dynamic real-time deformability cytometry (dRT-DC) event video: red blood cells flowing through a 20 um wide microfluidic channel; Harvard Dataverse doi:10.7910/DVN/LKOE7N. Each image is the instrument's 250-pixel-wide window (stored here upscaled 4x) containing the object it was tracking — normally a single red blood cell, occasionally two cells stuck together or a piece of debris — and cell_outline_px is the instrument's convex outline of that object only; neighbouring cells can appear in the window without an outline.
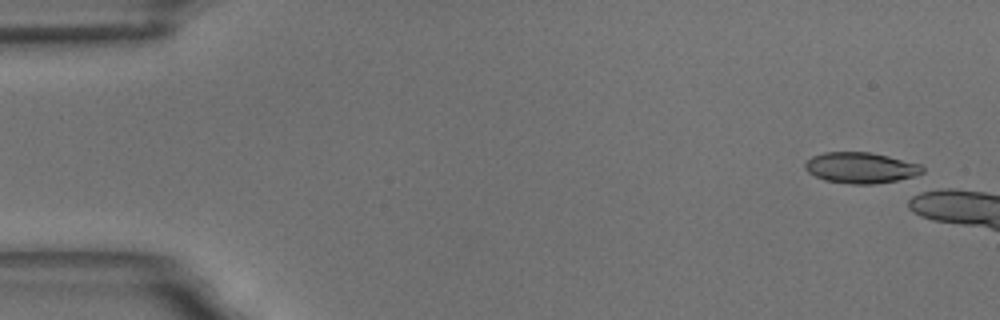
{"species": "common noctule bat (a hibernating species)", "species_latin": "Nyctalus noctula", "temperature_condition": "room temperature", "stored_images_in_passage": 3, "camera_frame_rate_fps": 3000, "um_per_image_px": 0.085, "animal": {"sex": "male", "body_mass_g": 18.8}, "frame": {"image": 1, "passage_image": 1, "time_ms": 0.0, "image_size_px": [1000, 320], "cell_outline_px": [[924, 172], [916, 180], [872, 184], [852, 184], [824, 180], [808, 172], [804, 168], [804, 164], [812, 156], [824, 152], [868, 152], [888, 156], [920, 164], [924, 168]], "centroid_in_image_um": [73.28, 14.29], "position_along_channel_um": 11.7, "area_um2": 21.73}}